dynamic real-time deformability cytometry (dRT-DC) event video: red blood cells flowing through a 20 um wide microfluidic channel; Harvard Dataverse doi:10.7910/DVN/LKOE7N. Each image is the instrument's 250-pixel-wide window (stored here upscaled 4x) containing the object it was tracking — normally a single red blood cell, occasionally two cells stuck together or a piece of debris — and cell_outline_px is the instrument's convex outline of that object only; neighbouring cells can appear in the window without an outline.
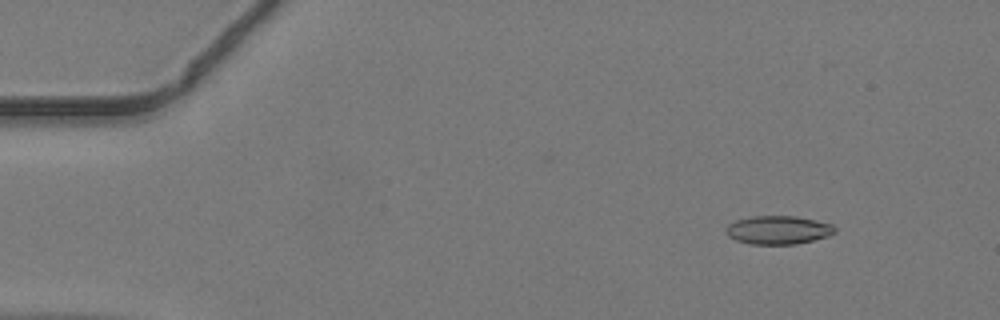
{"species": "common noctule bat (a hibernating species)", "species_latin": "Nyctalus noctula", "temperature_condition": "warm", "stored_images_in_passage": 45, "camera_frame_rate_fps": 3000, "um_per_image_px": 0.085, "animal": {"sex": "male", "body_mass_g": 19.2, "forearm_length_mm": 51.8}, "frame": {"image": 1, "passage_image": 6, "time_ms": 1.667, "image_size_px": [1000, 320], "cell_outline_px": [[836, 232], [828, 236], [796, 244], [748, 244], [736, 240], [728, 236], [724, 228], [728, 224], [736, 220], [752, 216], [796, 216], [816, 220], [832, 224], [836, 228]], "centroid_in_image_um": [66.13, 19.54], "position_along_channel_um": 18.9, "area_um2": 18.15}}
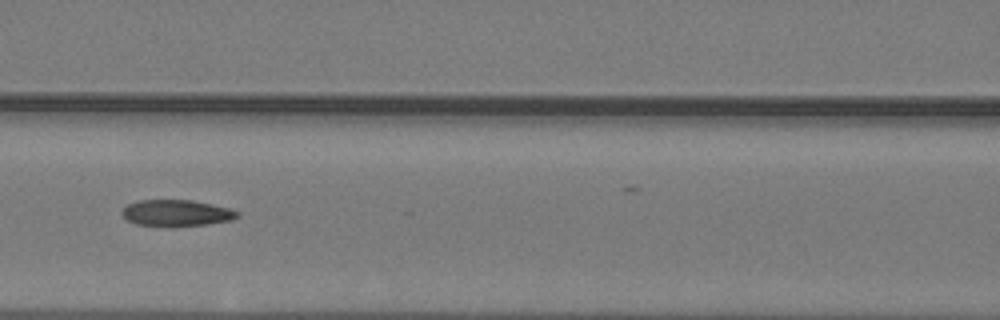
{"frame": {"image": 2, "passage_image": 22, "time_ms": 7.0, "image_size_px": [1000, 320], "cell_outline_px": [[240, 216], [232, 220], [208, 224], [136, 224], [128, 220], [120, 212], [128, 204], [140, 200], [192, 200], [212, 204], [228, 208], [240, 212]], "centroid_in_image_um": [15.04, 18.07], "position_along_channel_um": 151.6, "area_um2": 17.05}}
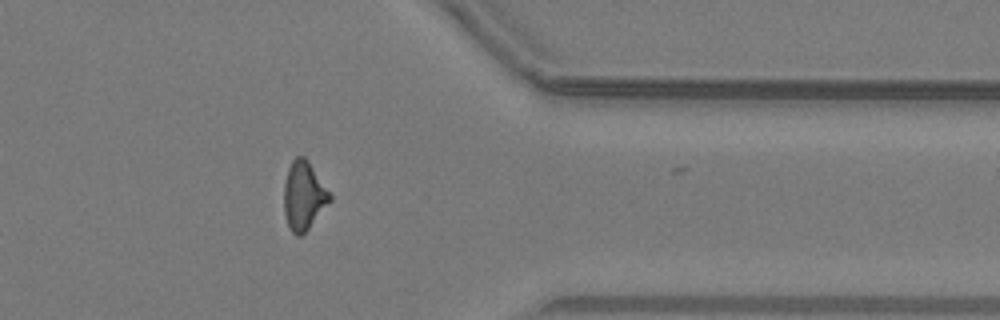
{"frame": {"image": 3, "passage_image": 39, "time_ms": 12.667, "image_size_px": [1000, 320], "cell_outline_px": [[332, 200], [308, 228], [300, 236], [296, 236], [288, 228], [284, 212], [284, 184], [288, 168], [292, 160], [296, 156], [304, 156], [308, 160], [332, 196]], "centroid_in_image_um": [25.8, 16.63], "position_along_channel_um": 385.6, "area_um2": 18.26}}